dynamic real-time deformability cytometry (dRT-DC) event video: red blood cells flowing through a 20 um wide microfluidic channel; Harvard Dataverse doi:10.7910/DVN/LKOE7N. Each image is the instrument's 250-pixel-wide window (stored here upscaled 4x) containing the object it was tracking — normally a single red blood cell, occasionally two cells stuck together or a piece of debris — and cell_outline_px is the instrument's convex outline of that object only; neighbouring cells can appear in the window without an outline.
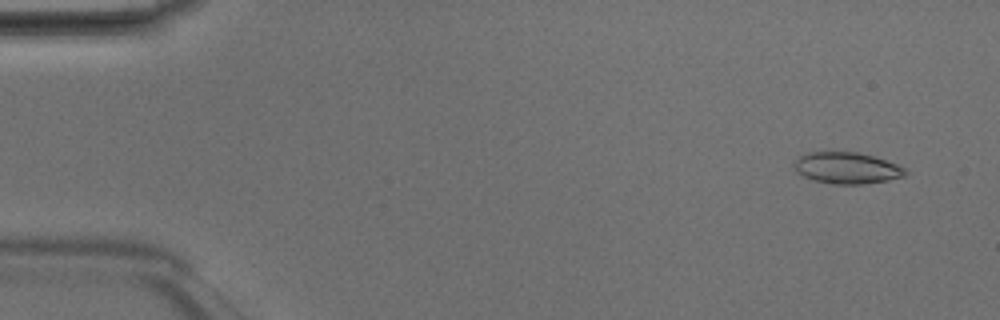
{"species": "Egyptian fruit bat (a non-hibernating species)", "species_latin": "Rousettus aegyptiacus", "temperature_condition": "room temperature", "stored_images_in_passage": 47, "camera_frame_rate_fps": 3000, "um_per_image_px": 0.085, "animal": {"sex": "male"}, "frame": {"image": 1, "passage_image": 2, "time_ms": 0.333, "image_size_px": [1000, 320], "cell_outline_px": [[908, 172], [904, 176], [888, 180], [864, 184], [836, 184], [812, 180], [804, 176], [792, 168], [792, 164], [800, 156], [808, 152], [860, 152], [896, 164], [904, 168]], "centroid_in_image_um": [71.95, 14.28], "position_along_channel_um": 13.0, "area_um2": 20.29}}
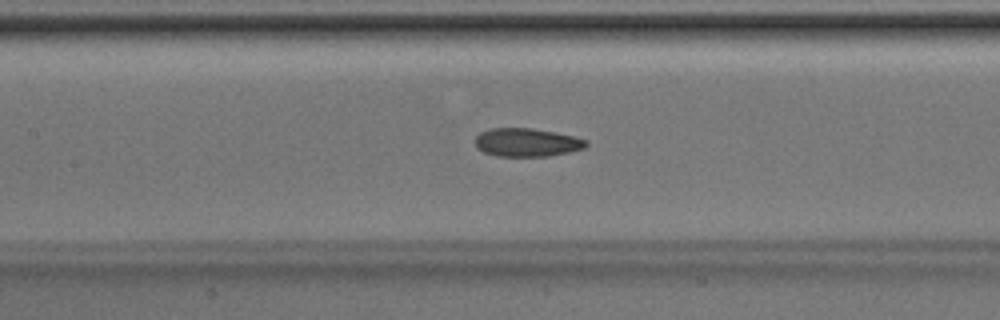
{"frame": {"image": 2, "passage_image": 21, "time_ms": 6.667, "image_size_px": [1000, 320], "cell_outline_px": [[588, 144], [584, 148], [568, 152], [548, 156], [496, 156], [484, 152], [476, 148], [476, 136], [480, 132], [488, 128], [532, 128], [556, 132], [576, 136], [588, 140]], "centroid_in_image_um": [44.79, 12.09], "position_along_channel_um": 162.6, "area_um2": 18.5}}
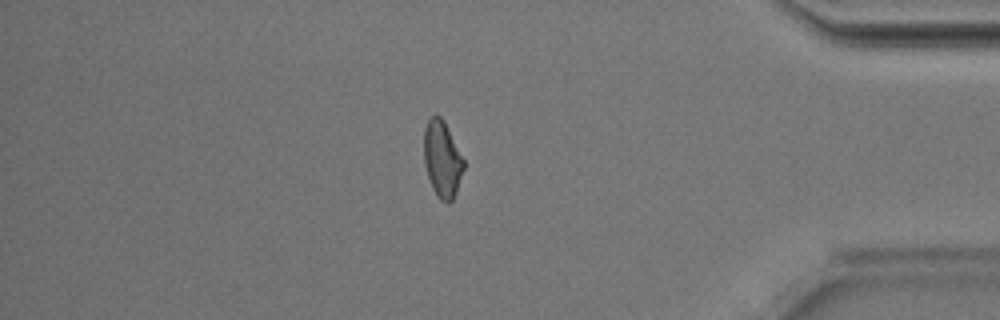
{"frame": {"image": 3, "passage_image": 40, "time_ms": 13.0, "image_size_px": [1000, 320], "cell_outline_px": [[464, 168], [456, 192], [452, 200], [448, 204], [440, 200], [436, 196], [432, 188], [424, 164], [424, 128], [428, 120], [432, 116], [440, 116], [444, 120], [464, 160]], "centroid_in_image_um": [37.58, 13.54], "position_along_channel_um": 397.6, "area_um2": 17.69}, "authors_computed_cell_mechanics": {"area_um2": 18.6694, "velocity_mm_per_s": 4.2203, "shape_relaxation_time_tau1_ms": 8.0778, "shape_relaxation_time_tau2_ms": 2.5606, "deformation_change_tau1": 0.17, "deformation_change_tau2": 0.1022}}